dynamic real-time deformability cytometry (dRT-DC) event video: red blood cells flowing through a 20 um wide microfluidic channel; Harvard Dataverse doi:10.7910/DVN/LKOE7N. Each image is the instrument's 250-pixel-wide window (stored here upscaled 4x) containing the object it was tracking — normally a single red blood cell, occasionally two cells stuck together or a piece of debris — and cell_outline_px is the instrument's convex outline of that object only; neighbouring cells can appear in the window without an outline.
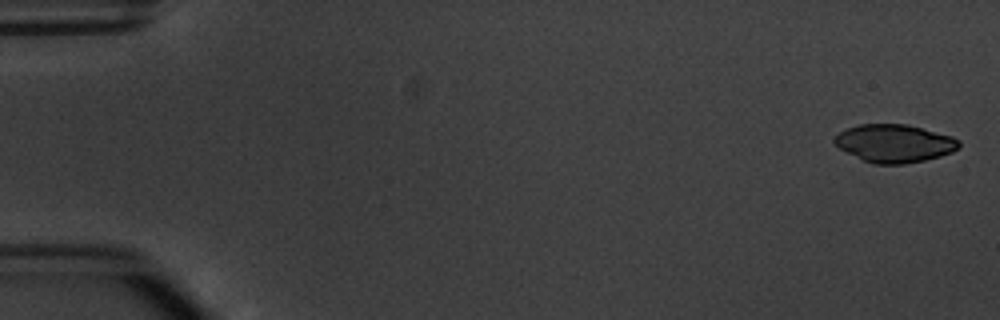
{"species": "common noctule bat (a hibernating species)", "species_latin": "Nyctalus noctula", "temperature_condition": "warm", "stored_images_in_passage": 5, "camera_frame_rate_fps": 3000, "um_per_image_px": 0.085, "animal": {"sex": "male", "body_mass_g": 20.1, "forearm_length_mm": 53.5}, "frame": {"image": 1, "passage_image": 1, "time_ms": 0.0, "image_size_px": [1000, 320], "cell_outline_px": [[960, 144], [952, 152], [940, 156], [924, 160], [904, 164], [872, 164], [840, 148], [832, 140], [840, 132], [848, 128], [860, 124], [908, 124], [952, 136], [960, 140]], "centroid_in_image_um": [76.04, 12.18], "position_along_channel_um": 9.0, "area_um2": 27.28}}